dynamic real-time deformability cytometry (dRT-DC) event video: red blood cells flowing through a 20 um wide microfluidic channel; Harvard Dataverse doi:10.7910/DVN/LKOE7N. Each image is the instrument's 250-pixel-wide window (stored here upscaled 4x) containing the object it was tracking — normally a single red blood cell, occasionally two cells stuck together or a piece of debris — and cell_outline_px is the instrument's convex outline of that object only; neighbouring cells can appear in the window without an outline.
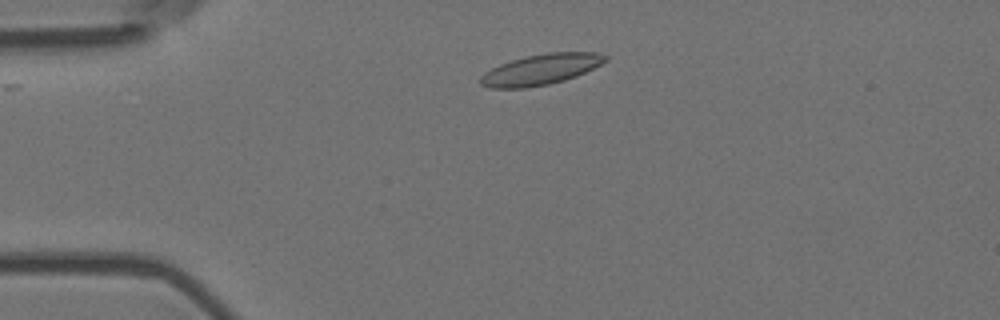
{"species": "Egyptian fruit bat (a non-hibernating species)", "species_latin": "Rousettus aegyptiacus", "temperature_condition": "room temperature", "stored_images_in_passage": 44, "camera_frame_rate_fps": 3000, "um_per_image_px": 0.085, "animal": {"sex": "female"}, "frame": {"image": 1, "passage_image": 1, "time_ms": 0.0, "image_size_px": [1000, 320], "cell_outline_px": [[608, 60], [576, 76], [564, 80], [548, 84], [524, 88], [492, 88], [480, 84], [480, 76], [484, 72], [500, 64], [524, 56], [548, 52], [596, 52], [608, 56]], "centroid_in_image_um": [45.96, 5.89], "position_along_channel_um": 39.0, "area_um2": 22.2}}
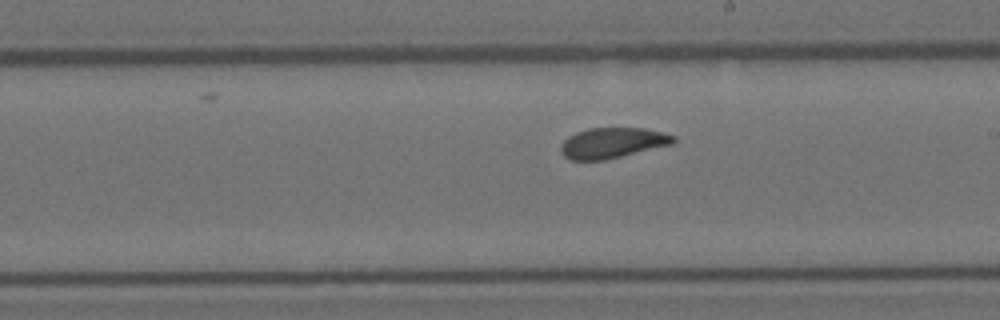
{"frame": {"image": 2, "passage_image": 20, "time_ms": 6.333, "image_size_px": [1000, 320], "cell_outline_px": [[676, 144], [604, 160], [572, 160], [564, 156], [560, 152], [560, 144], [568, 136], [576, 132], [588, 128], [644, 128], [676, 136]], "centroid_in_image_um": [52.07, 12.15], "position_along_channel_um": 236.9, "area_um2": 20.23}}
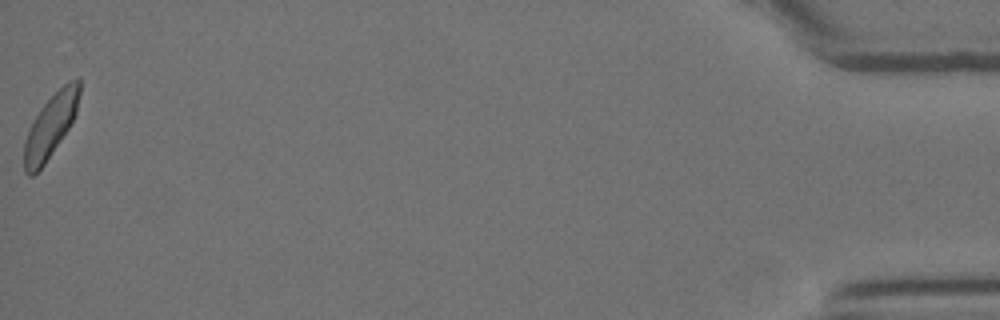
{"frame": {"image": 3, "passage_image": 44, "time_ms": 14.333, "image_size_px": [1000, 320], "cell_outline_px": [[80, 92], [76, 112], [68, 128], [44, 164], [32, 176], [28, 176], [24, 172], [24, 140], [40, 108], [68, 80], [80, 80]], "centroid_in_image_um": [4.28, 10.72], "position_along_channel_um": 430.9, "area_um2": 19.77}, "authors_computed_cell_mechanics": {"area_um2": 20.808, "velocity_mm_per_s": 3.6394, "shape_relaxation_time_tau1_ms": 4.5074, "shape_relaxation_time_tau2_ms": 1.1667, "deformation_change_tau1": 0.1102, "deformation_change_tau2": 0.0549}}